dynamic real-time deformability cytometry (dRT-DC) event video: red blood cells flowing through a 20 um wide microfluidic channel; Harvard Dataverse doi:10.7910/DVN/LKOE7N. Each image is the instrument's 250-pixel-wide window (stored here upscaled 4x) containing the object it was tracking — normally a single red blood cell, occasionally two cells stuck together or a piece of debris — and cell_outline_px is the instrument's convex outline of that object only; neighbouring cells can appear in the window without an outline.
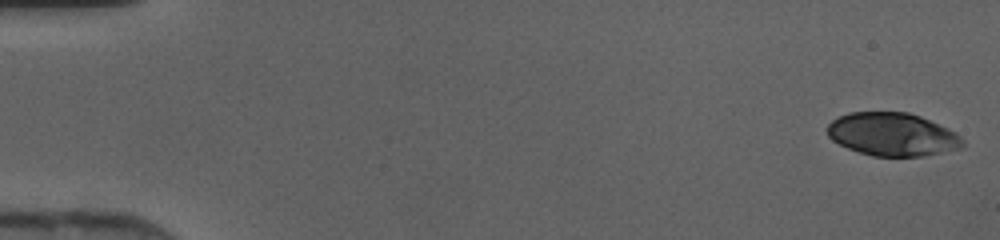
{"species": "human", "species_latin": "Homo sapiens", "temperature_condition": "cold", "stored_images_in_passage": 45, "camera_frame_rate_fps": 3000, "um_per_image_px": 0.085, "donor": {"sex": "female"}, "frame": {"image": 1, "passage_image": 1, "time_ms": 0.0, "image_size_px": [1000, 240], "cell_outline_px": [[964, 144], [960, 148], [924, 156], [872, 156], [848, 148], [832, 140], [828, 136], [828, 124], [832, 120], [848, 112], [908, 112], [920, 116], [948, 128], [956, 132], [964, 140]], "centroid_in_image_um": [75.86, 11.42], "position_along_channel_um": 9.1, "area_um2": 33.93}}
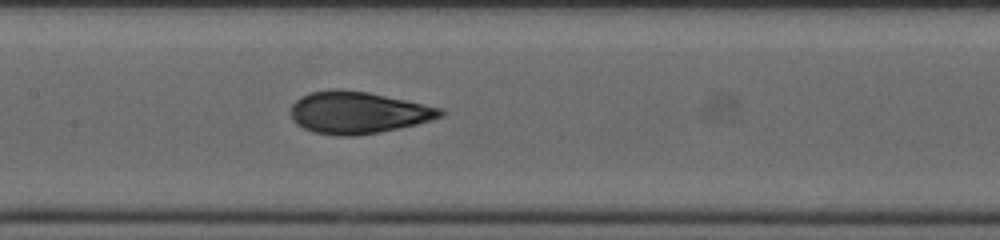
{"frame": {"image": 2, "passage_image": 22, "time_ms": 7.0, "image_size_px": [1000, 240], "cell_outline_px": [[444, 116], [432, 120], [416, 124], [380, 132], [356, 136], [336, 136], [312, 132], [296, 124], [292, 120], [292, 104], [300, 96], [308, 92], [332, 88], [340, 88], [368, 92], [444, 108]], "centroid_in_image_um": [30.42, 9.56], "position_along_channel_um": 177.0, "area_um2": 37.05}}
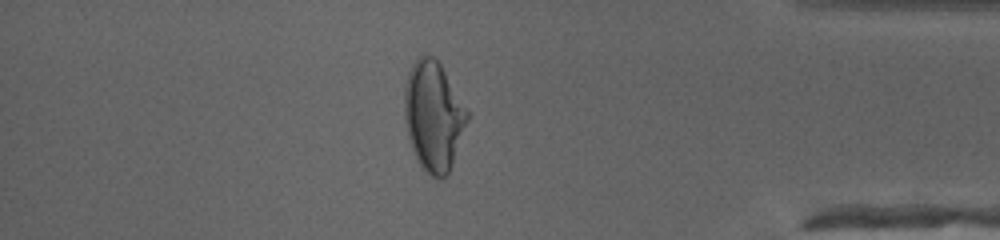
{"frame": {"image": 3, "passage_image": 39, "time_ms": 12.667, "image_size_px": [1000, 240], "cell_outline_px": [[468, 120], [452, 164], [448, 172], [444, 176], [436, 180], [416, 160], [408, 136], [404, 120], [404, 84], [408, 72], [416, 56], [420, 52], [432, 56], [440, 64], [468, 112]], "centroid_in_image_um": [36.8, 9.82], "position_along_channel_um": 398.4, "area_um2": 39.94}}